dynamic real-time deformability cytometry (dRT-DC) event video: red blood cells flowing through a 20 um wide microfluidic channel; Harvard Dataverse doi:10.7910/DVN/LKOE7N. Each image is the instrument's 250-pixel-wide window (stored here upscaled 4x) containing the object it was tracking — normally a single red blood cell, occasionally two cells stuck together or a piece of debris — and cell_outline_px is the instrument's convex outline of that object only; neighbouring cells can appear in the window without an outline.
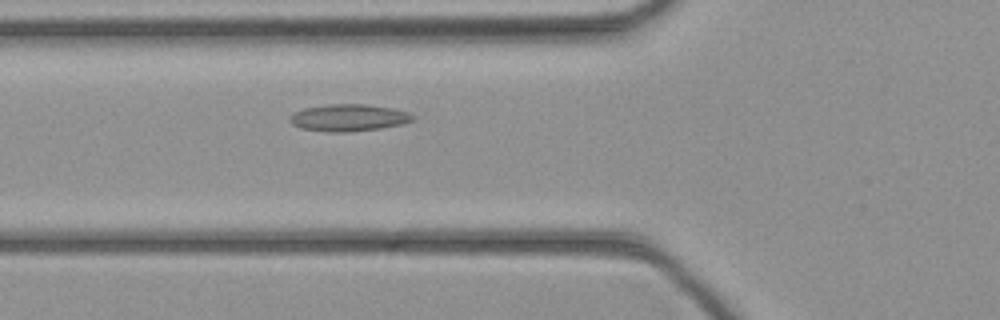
{"species": "common noctule bat (a hibernating species)", "species_latin": "Nyctalus noctula", "temperature_condition": "cold", "stored_images_in_passage": 42, "camera_frame_rate_fps": 3000, "um_per_image_px": 0.085, "animal": {"sex": "female", "body_mass_g": 21.9}, "frame": {"image": 1, "passage_image": 13, "time_ms": 4.0, "image_size_px": [1000, 320], "cell_outline_px": [[416, 120], [404, 124], [380, 128], [348, 132], [328, 132], [300, 128], [292, 124], [288, 120], [288, 116], [292, 112], [304, 108], [328, 104], [368, 104], [392, 108], [408, 112], [416, 116]], "centroid_in_image_um": [29.63, 10.0], "position_along_channel_um": 96.2, "area_um2": 19.71}}
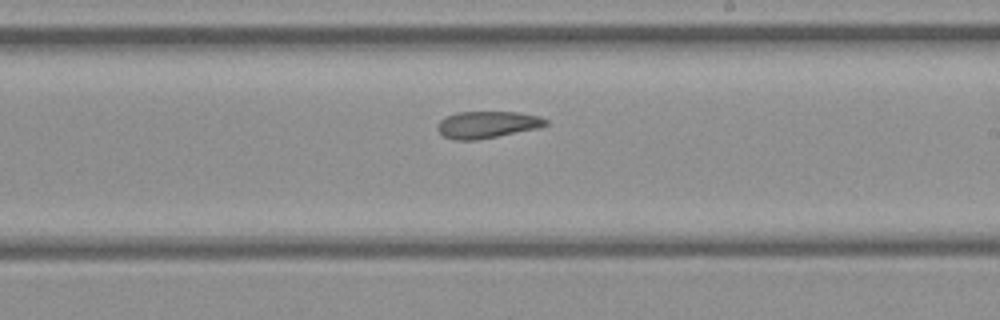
{"frame": {"image": 2, "passage_image": 23, "time_ms": 7.333, "image_size_px": [1000, 320], "cell_outline_px": [[548, 124], [540, 128], [476, 140], [452, 140], [444, 136], [436, 128], [436, 124], [444, 116], [456, 112], [520, 112], [540, 116], [548, 120]], "centroid_in_image_um": [41.4, 10.59], "position_along_channel_um": 247.6, "area_um2": 17.22}}
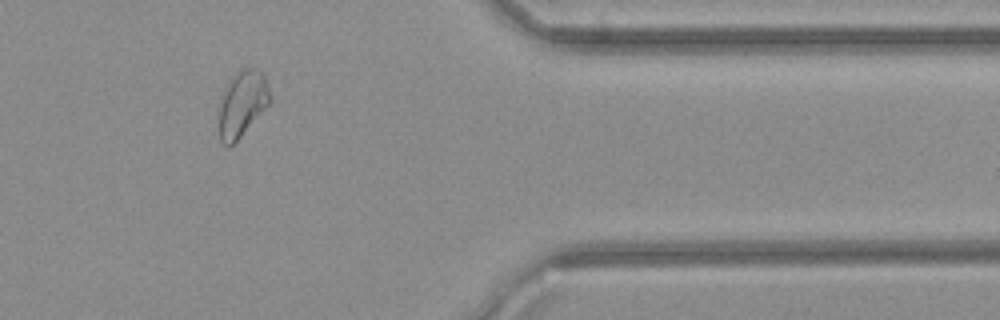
{"frame": {"image": 3, "passage_image": 34, "time_ms": 11.0, "image_size_px": [1000, 320], "cell_outline_px": [[272, 100], [240, 136], [228, 148], [220, 140], [220, 104], [224, 88], [232, 76], [244, 68], [256, 68], [264, 76], [268, 84], [272, 96]], "centroid_in_image_um": [20.61, 8.78], "position_along_channel_um": 390.8, "area_um2": 19.19}}